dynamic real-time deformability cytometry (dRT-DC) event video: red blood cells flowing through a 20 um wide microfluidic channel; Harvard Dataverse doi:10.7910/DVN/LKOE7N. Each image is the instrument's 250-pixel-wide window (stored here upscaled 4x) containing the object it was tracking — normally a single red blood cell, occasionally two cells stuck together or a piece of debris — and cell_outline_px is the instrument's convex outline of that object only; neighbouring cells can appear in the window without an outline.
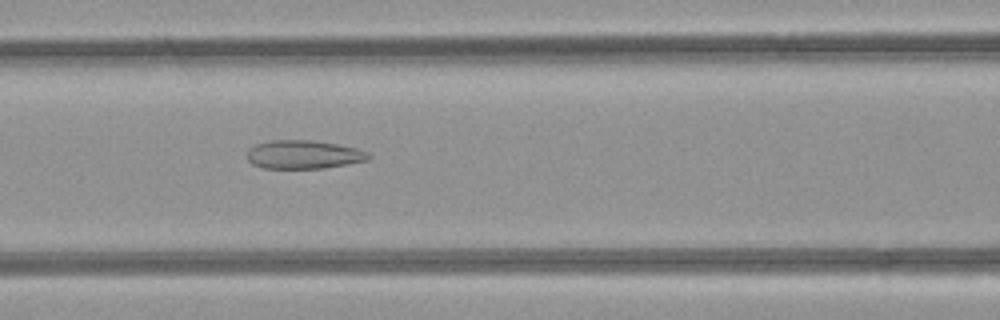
{"species": "common noctule bat (a hibernating species)", "species_latin": "Nyctalus noctula", "temperature_condition": "room temperature", "stored_images_in_passage": 49, "camera_frame_rate_fps": 3000, "um_per_image_px": 0.085, "animal": {"sex": "female", "body_mass_g": 21.9}, "frame": {"image": 1, "passage_image": 21, "time_ms": 6.667, "image_size_px": [1000, 320], "cell_outline_px": [[372, 156], [368, 160], [348, 164], [324, 168], [264, 168], [252, 164], [248, 160], [248, 148], [256, 144], [272, 140], [312, 140], [336, 144], [356, 148], [368, 152]], "centroid_in_image_um": [25.81, 13.13], "position_along_channel_um": 140.8, "area_um2": 20.17}}
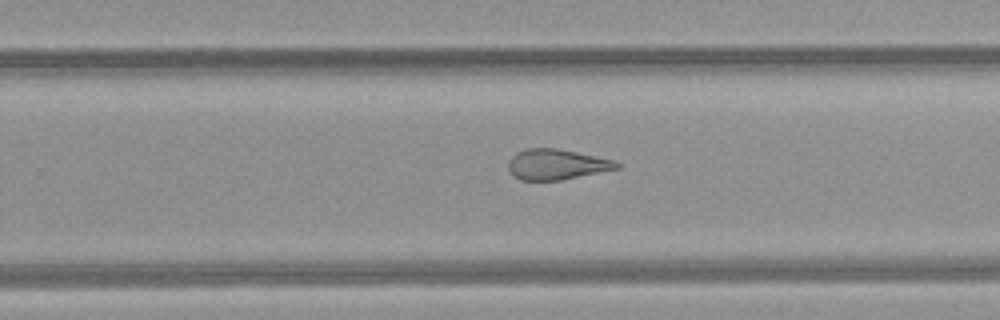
{"frame": {"image": 2, "passage_image": 31, "time_ms": 10.0, "image_size_px": [1000, 320], "cell_outline_px": [[620, 168], [560, 180], [520, 180], [512, 176], [508, 168], [508, 160], [516, 152], [528, 148], [556, 148], [576, 152], [612, 160], [620, 164]], "centroid_in_image_um": [47.25, 13.98], "position_along_channel_um": 282.6, "area_um2": 19.13}}
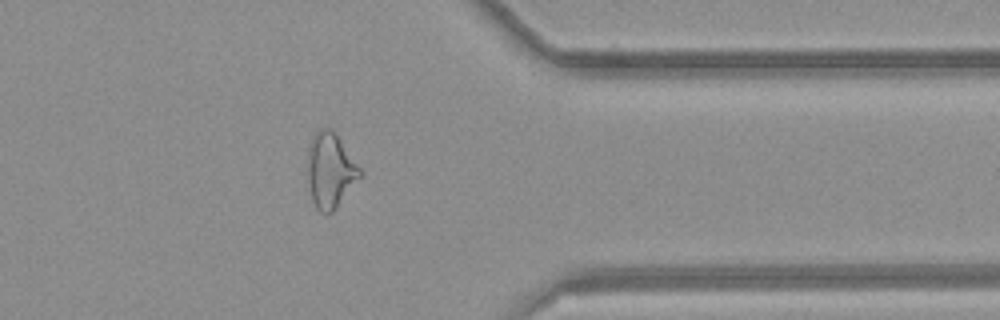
{"frame": {"image": 3, "passage_image": 39, "time_ms": 12.667, "image_size_px": [1000, 320], "cell_outline_px": [[364, 172], [332, 212], [320, 212], [316, 208], [312, 200], [308, 180], [308, 144], [312, 136], [320, 128], [332, 128]], "centroid_in_image_um": [28.07, 14.44], "position_along_channel_um": 383.3, "area_um2": 22.77}}